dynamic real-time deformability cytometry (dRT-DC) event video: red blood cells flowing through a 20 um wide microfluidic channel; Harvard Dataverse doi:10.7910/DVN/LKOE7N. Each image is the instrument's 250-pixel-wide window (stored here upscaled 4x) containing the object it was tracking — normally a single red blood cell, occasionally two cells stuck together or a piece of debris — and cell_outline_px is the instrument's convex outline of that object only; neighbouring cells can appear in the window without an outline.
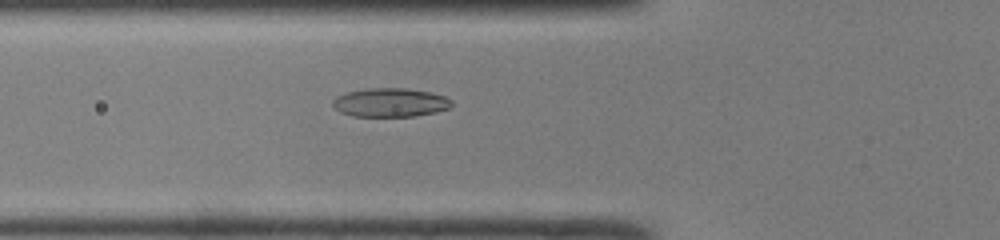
{"species": "common noctule bat (a hibernating species)", "species_latin": "Nyctalus noctula", "temperature_condition": "room temperature", "stored_images_in_passage": 39, "camera_frame_rate_fps": 3000, "um_per_image_px": 0.085, "animal": {"sex": "male", "body_mass_g": 19.0, "forearm_length_mm": 50.8}, "frame": {"image": 1, "passage_image": 9, "time_ms": 2.667, "image_size_px": [1000, 240], "cell_outline_px": [[452, 104], [448, 108], [436, 112], [412, 116], [352, 116], [340, 112], [332, 104], [332, 100], [336, 96], [348, 92], [364, 88], [408, 88], [428, 92], [444, 96], [452, 100]], "centroid_in_image_um": [33.14, 8.71], "position_along_channel_um": 92.7, "area_um2": 19.88}}
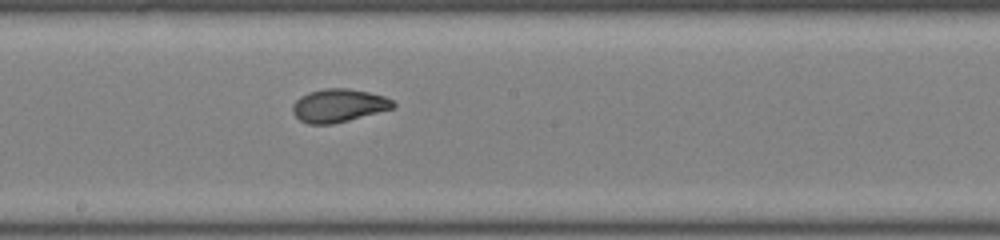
{"frame": {"image": 2, "passage_image": 18, "time_ms": 5.667, "image_size_px": [1000, 240], "cell_outline_px": [[396, 104], [392, 108], [348, 120], [332, 124], [308, 124], [300, 120], [292, 112], [292, 104], [300, 96], [308, 92], [324, 88], [348, 88], [368, 92], [384, 96], [392, 100]], "centroid_in_image_um": [28.74, 8.96], "position_along_channel_um": 219.5, "area_um2": 19.31}}
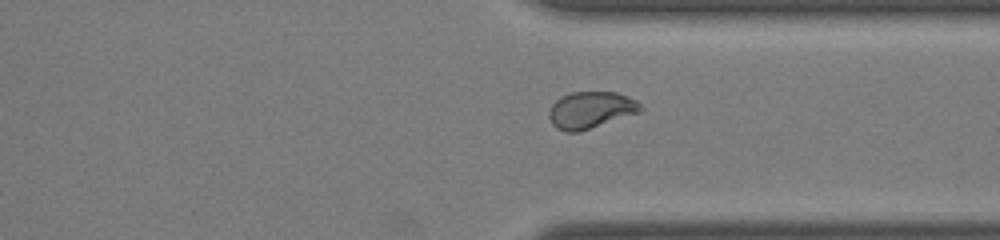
{"frame": {"image": 3, "passage_image": 28, "time_ms": 9.0, "image_size_px": [1000, 240], "cell_outline_px": [[644, 108], [640, 112], [580, 132], [564, 132], [556, 128], [552, 124], [548, 116], [548, 112], [552, 104], [560, 96], [572, 92], [616, 92], [636, 100]], "centroid_in_image_um": [50.19, 9.36], "position_along_channel_um": 361.2, "area_um2": 19.77}, "authors_computed_cell_mechanics": {"area_um2": 19.5942, "velocity_mm_per_s": 4.2318, "shape_relaxation_time_tau1_ms": 4.3882, "shape_relaxation_time_tau2_ms": 1.0484, "deformation_change_tau1": 0.1646, "deformation_change_tau2": 0.0575}}